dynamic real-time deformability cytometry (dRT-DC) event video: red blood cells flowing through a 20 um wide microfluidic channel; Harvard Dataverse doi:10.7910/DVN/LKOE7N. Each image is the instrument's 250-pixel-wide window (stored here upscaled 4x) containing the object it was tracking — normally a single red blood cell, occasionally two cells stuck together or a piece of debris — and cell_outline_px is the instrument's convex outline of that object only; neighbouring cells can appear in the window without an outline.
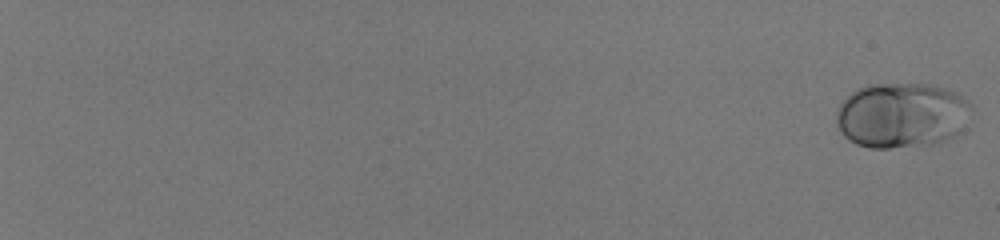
{"species": "human", "species_latin": "Homo sapiens", "temperature_condition": "room temperature", "stored_images_in_passage": 22, "camera_frame_rate_fps": 3000, "um_per_image_px": 0.085, "donor": {"sex": "male"}, "frame": {"image": 1, "passage_image": 1, "time_ms": 0.0, "image_size_px": [1000, 240], "cell_outline_px": [[972, 108], [960, 132], [952, 136], [932, 144], [892, 148], [868, 148], [856, 144], [848, 140], [840, 132], [836, 124], [836, 112], [840, 104], [852, 92], [868, 84], [924, 84], [944, 88], [956, 92], [968, 100]], "centroid_in_image_um": [76.61, 9.8], "position_along_channel_um": 8.4, "area_um2": 51.33}}
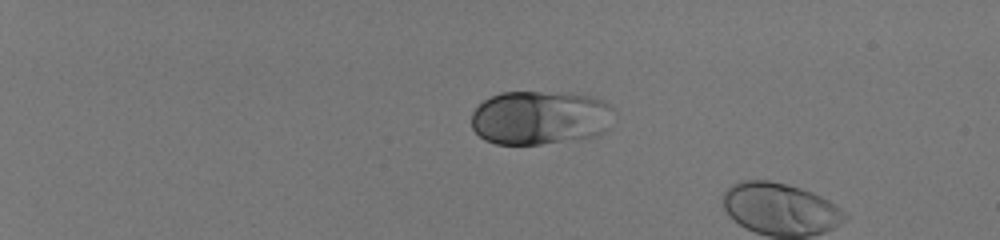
{"frame": {"image": 2, "passage_image": 17, "time_ms": 5.333, "image_size_px": [1000, 240], "cell_outline_px": [[616, 112], [612, 128], [596, 136], [584, 140], [540, 144], [496, 144], [484, 140], [472, 128], [472, 112], [484, 100], [500, 92], [540, 92], [588, 96], [604, 100]], "centroid_in_image_um": [45.99, 10.03], "position_along_channel_um": 39.0, "area_um2": 45.55}}